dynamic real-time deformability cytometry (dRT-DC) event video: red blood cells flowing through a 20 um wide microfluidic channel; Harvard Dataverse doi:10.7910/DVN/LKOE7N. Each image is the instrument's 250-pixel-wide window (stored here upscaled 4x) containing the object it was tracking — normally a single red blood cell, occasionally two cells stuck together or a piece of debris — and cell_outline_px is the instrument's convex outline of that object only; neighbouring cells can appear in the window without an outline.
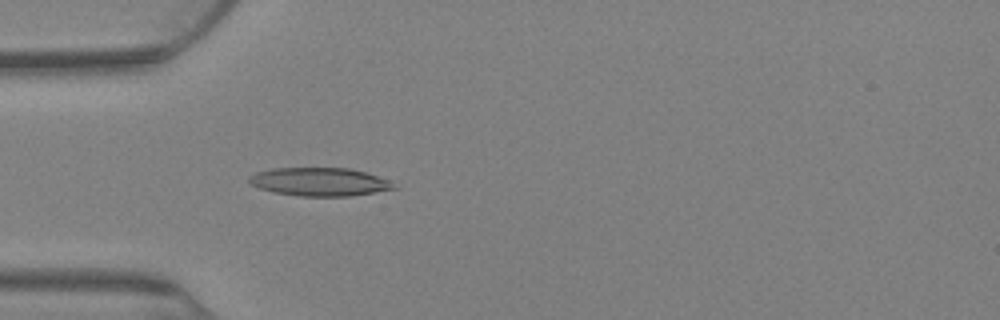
{"species": "Egyptian fruit bat (a non-hibernating species)", "species_latin": "Rousettus aegyptiacus", "temperature_condition": "warm", "stored_images_in_passage": 38, "camera_frame_rate_fps": 3000, "um_per_image_px": 0.085, "animal": {"sex": "female"}, "frame": {"image": 1, "passage_image": 6, "time_ms": 1.667, "image_size_px": [1000, 320], "cell_outline_px": [[396, 188], [352, 196], [300, 196], [276, 192], [260, 188], [252, 184], [248, 180], [248, 176], [256, 172], [272, 168], [348, 168], [364, 172], [388, 180]], "centroid_in_image_um": [27.12, 15.45], "position_along_channel_um": 57.9, "area_um2": 23.52}}
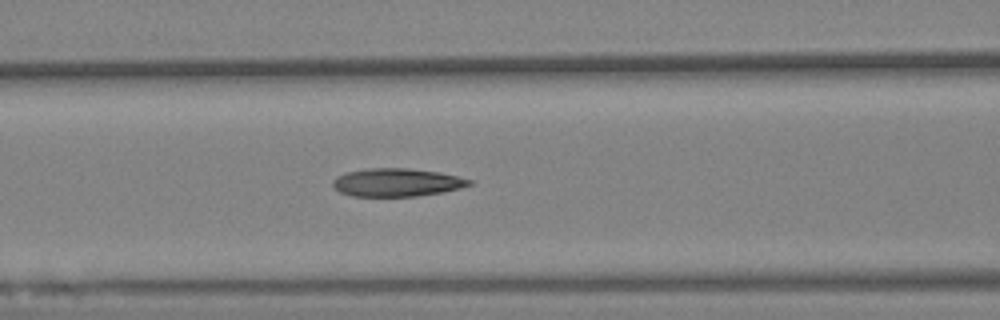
{"frame": {"image": 2, "passage_image": 15, "time_ms": 4.667, "image_size_px": [1000, 320], "cell_outline_px": [[472, 184], [460, 188], [444, 192], [416, 196], [352, 196], [340, 192], [332, 184], [332, 180], [336, 176], [348, 172], [368, 168], [408, 168], [440, 172], [472, 180]], "centroid_in_image_um": [33.73, 15.5], "position_along_channel_um": 132.9, "area_um2": 22.31}}
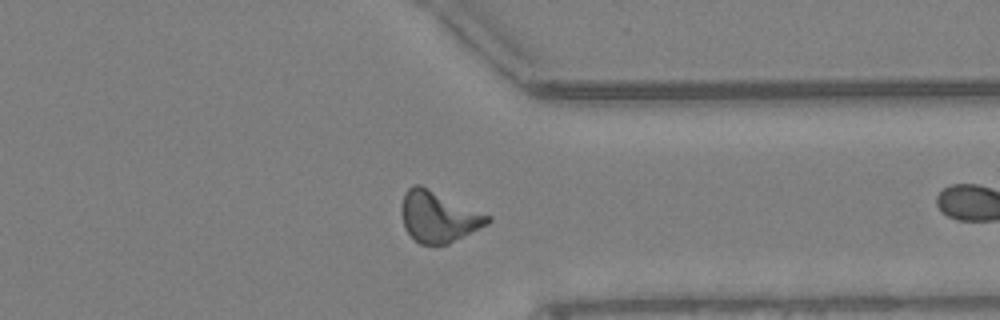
{"frame": {"image": 3, "passage_image": 37, "time_ms": 12.0, "image_size_px": [1000, 320], "cell_outline_px": [[492, 220], [488, 224], [448, 244], [420, 244], [404, 228], [400, 212], [400, 208], [404, 196], [408, 188], [412, 184], [420, 184], [492, 216]], "centroid_in_image_um": [37.26, 18.41], "position_along_channel_um": 374.1, "area_um2": 25.61}}